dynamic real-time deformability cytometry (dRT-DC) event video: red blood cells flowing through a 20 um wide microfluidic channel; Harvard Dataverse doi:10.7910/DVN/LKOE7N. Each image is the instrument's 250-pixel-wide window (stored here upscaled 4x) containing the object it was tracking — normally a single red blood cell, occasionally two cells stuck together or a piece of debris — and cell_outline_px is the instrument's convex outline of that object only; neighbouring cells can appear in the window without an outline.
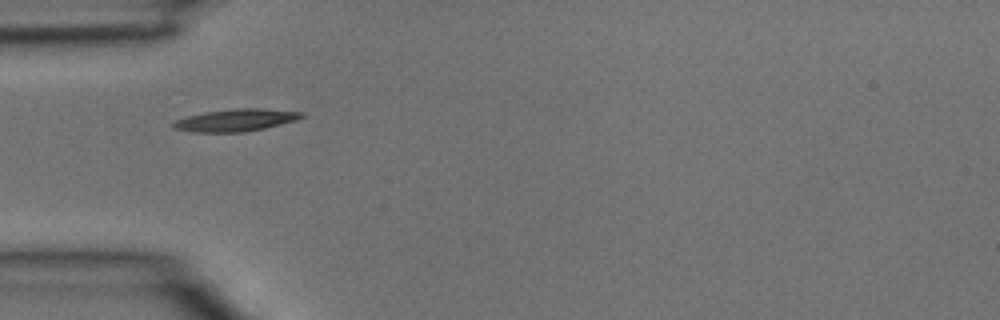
{"species": "common noctule bat (a hibernating species)", "species_latin": "Nyctalus noctula", "temperature_condition": "room temperature", "stored_images_in_passage": 2, "camera_frame_rate_fps": 3000, "um_per_image_px": 0.085, "animal": {"sex": "male", "body_mass_g": 15.6}, "frame": {"image": 1, "passage_image": 1, "time_ms": 0.0, "image_size_px": [1000, 320], "cell_outline_px": [[304, 116], [296, 120], [264, 128], [244, 132], [196, 132], [172, 128], [168, 124], [176, 120], [188, 116], [204, 112], [236, 108], [260, 108], [304, 112]], "centroid_in_image_um": [20.01, 10.21], "position_along_channel_um": 65.0, "area_um2": 16.65}}